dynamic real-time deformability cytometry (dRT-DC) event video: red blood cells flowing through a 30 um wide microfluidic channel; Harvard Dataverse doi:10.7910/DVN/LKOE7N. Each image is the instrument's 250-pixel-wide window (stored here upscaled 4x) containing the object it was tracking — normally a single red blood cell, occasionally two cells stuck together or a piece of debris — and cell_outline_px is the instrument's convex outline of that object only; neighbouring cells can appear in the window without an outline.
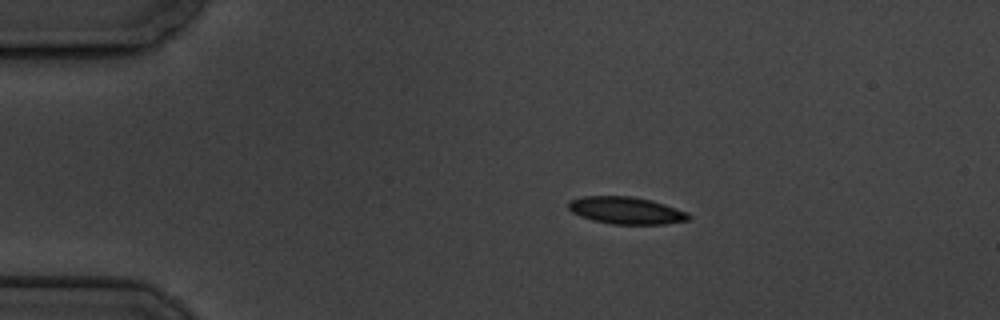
{"species": "common noctule bat (a hibernating species)", "species_latin": "Nyctalus noctula", "temperature_condition": "cold", "stored_images_in_passage": 5, "camera_frame_rate_fps": 3000, "um_per_image_px": 0.085, "animal": {"sex": "male", "body_mass_g": 19.5, "forearm_length_mm": 54.6}, "frame": {"image": 1, "passage_image": 3, "time_ms": 2.333, "image_size_px": [1000, 320], "cell_outline_px": [[692, 216], [688, 220], [664, 224], [612, 224], [592, 220], [580, 216], [572, 212], [568, 208], [568, 200], [584, 196], [632, 196], [652, 200], [688, 212]], "centroid_in_image_um": [53.21, 17.88], "position_along_channel_um": 31.8, "area_um2": 19.13}}